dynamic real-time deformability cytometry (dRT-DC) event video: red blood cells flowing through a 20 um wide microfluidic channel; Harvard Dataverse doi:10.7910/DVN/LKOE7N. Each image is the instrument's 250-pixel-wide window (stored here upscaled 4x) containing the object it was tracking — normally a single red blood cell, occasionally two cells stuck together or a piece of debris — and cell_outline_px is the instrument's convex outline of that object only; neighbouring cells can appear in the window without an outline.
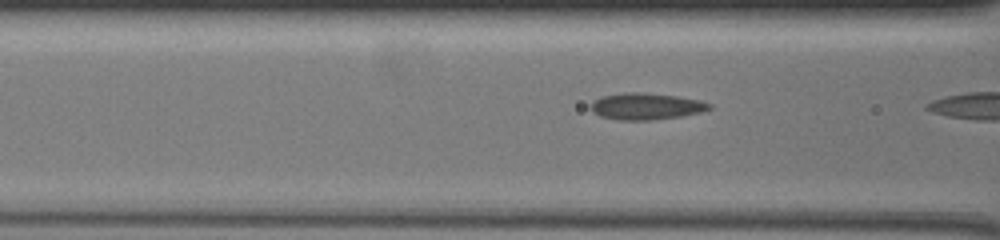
{"species": "common noctule bat (a hibernating species)", "species_latin": "Nyctalus noctula", "temperature_condition": "warm", "stored_images_in_passage": 6, "camera_frame_rate_fps": 3000, "um_per_image_px": 0.085, "animal": {"sex": "female", "body_mass_g": 19.5, "forearm_length_mm": 54.1}, "frame": {"image": 1, "passage_image": 5, "time_ms": 1.333, "image_size_px": [1000, 240], "cell_outline_px": [[712, 108], [700, 112], [680, 116], [652, 120], [620, 120], [600, 116], [592, 112], [588, 108], [592, 100], [600, 96], [624, 92], [644, 92], [676, 96], [700, 100], [712, 104]], "centroid_in_image_um": [54.85, 9.03], "position_along_channel_um": 111.7, "area_um2": 18.61}}